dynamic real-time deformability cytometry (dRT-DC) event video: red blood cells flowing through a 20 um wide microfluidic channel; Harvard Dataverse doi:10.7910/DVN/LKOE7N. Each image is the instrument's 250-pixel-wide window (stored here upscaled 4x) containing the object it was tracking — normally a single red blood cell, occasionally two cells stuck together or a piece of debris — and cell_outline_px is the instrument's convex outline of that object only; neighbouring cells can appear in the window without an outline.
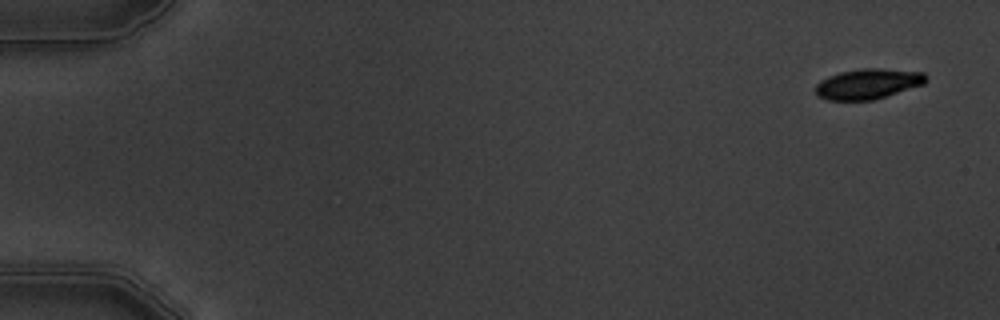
{"species": "common noctule bat (a hibernating species)", "species_latin": "Nyctalus noctula", "temperature_condition": "warm", "stored_images_in_passage": 5, "camera_frame_rate_fps": 3000, "um_per_image_px": 0.085, "animal": {"sex": "male", "body_mass_g": 19.5, "forearm_length_mm": 54.6}, "frame": {"image": 1, "passage_image": 1, "time_ms": 0.0, "image_size_px": [1000, 320], "cell_outline_px": [[928, 80], [924, 84], [872, 100], [828, 100], [820, 96], [816, 92], [816, 84], [820, 80], [828, 76], [840, 72], [860, 68], [880, 68], [924, 72], [928, 76]], "centroid_in_image_um": [73.8, 7.11], "position_along_channel_um": 11.2, "area_um2": 19.48}}
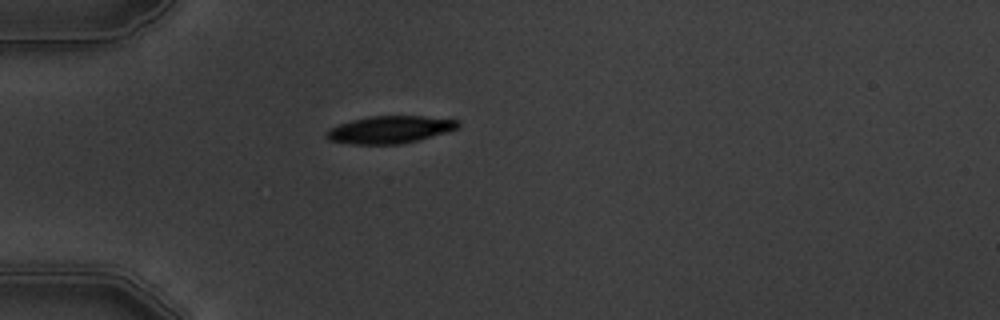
{"frame": {"image": 2, "passage_image": 5, "time_ms": 4.667, "image_size_px": [1000, 320], "cell_outline_px": [[460, 124], [456, 128], [444, 132], [416, 140], [400, 144], [352, 144], [328, 140], [324, 136], [332, 128], [340, 124], [352, 120], [368, 116], [420, 116], [460, 120]], "centroid_in_image_um": [33.11, 11.01], "position_along_channel_um": 51.9, "area_um2": 20.58}}